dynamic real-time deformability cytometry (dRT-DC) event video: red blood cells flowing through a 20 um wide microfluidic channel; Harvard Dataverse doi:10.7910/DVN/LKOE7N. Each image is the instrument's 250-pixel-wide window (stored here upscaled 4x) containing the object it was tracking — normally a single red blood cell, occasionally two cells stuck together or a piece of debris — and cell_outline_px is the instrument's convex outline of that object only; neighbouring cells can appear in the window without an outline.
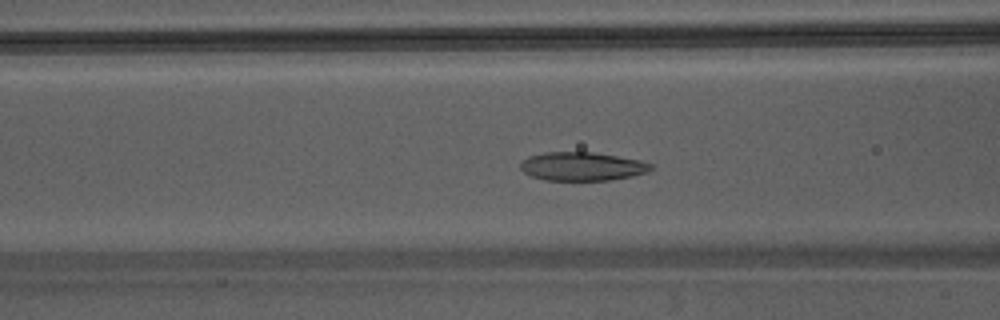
{"species": "Egyptian fruit bat (a non-hibernating species)", "species_latin": "Rousettus aegyptiacus", "temperature_condition": "warm", "stored_images_in_passage": 46, "camera_frame_rate_fps": 3000, "um_per_image_px": 0.085, "animal": {"sex": "male"}, "frame": {"image": 1, "passage_image": 18, "time_ms": 5.667, "image_size_px": [1000, 320], "cell_outline_px": [[652, 168], [648, 172], [632, 176], [612, 180], [544, 180], [532, 176], [524, 172], [520, 168], [520, 164], [528, 156], [544, 152], [592, 152], [640, 160], [652, 164]], "centroid_in_image_um": [49.48, 14.14], "position_along_channel_um": 117.1, "area_um2": 21.68}}
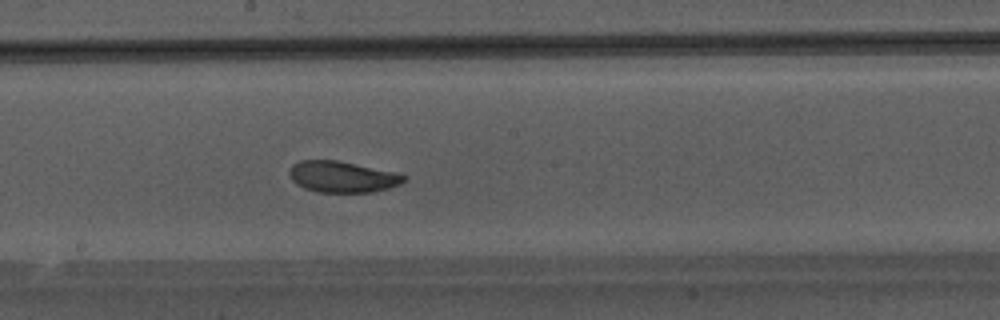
{"frame": {"image": 2, "passage_image": 25, "time_ms": 8.0, "image_size_px": [1000, 320], "cell_outline_px": [[408, 176], [400, 184], [388, 188], [372, 192], [316, 192], [304, 188], [296, 184], [292, 180], [288, 172], [292, 164], [300, 160], [336, 160], [396, 172]], "centroid_in_image_um": [29.07, 15.02], "position_along_channel_um": 219.1, "area_um2": 20.87}}
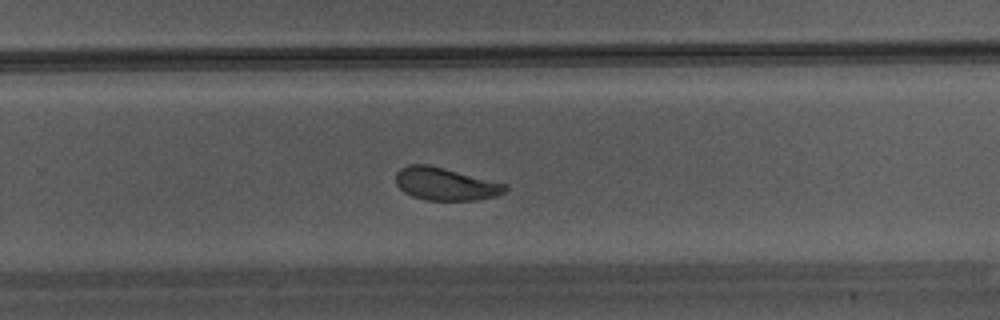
{"frame": {"image": 3, "passage_image": 30, "time_ms": 9.667, "image_size_px": [1000, 320], "cell_outline_px": [[508, 188], [504, 192], [496, 196], [476, 200], [424, 200], [412, 196], [404, 192], [396, 184], [396, 172], [400, 168], [408, 164], [428, 164], [508, 184]], "centroid_in_image_um": [37.85, 15.63], "position_along_channel_um": 291.9, "area_um2": 20.92}}